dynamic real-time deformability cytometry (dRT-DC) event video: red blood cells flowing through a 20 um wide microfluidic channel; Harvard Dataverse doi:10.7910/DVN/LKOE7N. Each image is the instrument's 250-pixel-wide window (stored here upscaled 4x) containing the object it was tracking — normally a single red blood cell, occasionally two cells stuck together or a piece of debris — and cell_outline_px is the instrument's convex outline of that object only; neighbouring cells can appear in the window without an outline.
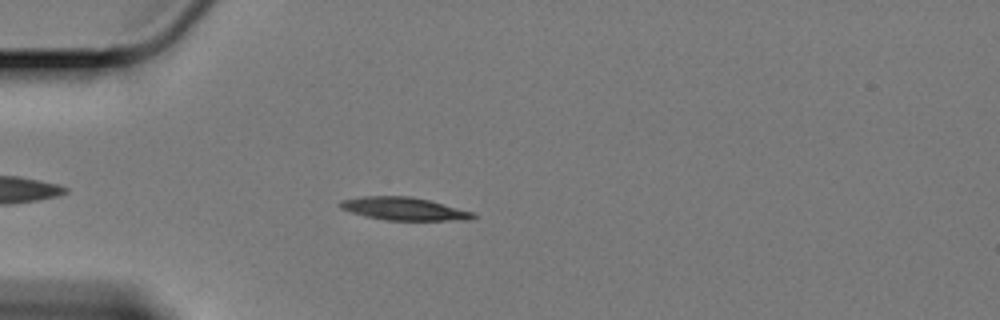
{"species": "Egyptian fruit bat (a non-hibernating species)", "species_latin": "Rousettus aegyptiacus", "temperature_condition": "cold", "stored_images_in_passage": 46, "camera_frame_rate_fps": 3000, "um_per_image_px": 0.085, "animal": {"sex": "female"}, "frame": {"image": 1, "passage_image": 2, "time_ms": 0.333, "image_size_px": [1000, 320], "cell_outline_px": [[476, 216], [472, 220], [388, 220], [364, 216], [340, 208], [340, 200], [364, 196], [412, 196], [476, 212]], "centroid_in_image_um": [34.38, 17.74], "position_along_channel_um": 50.6, "area_um2": 17.74}}
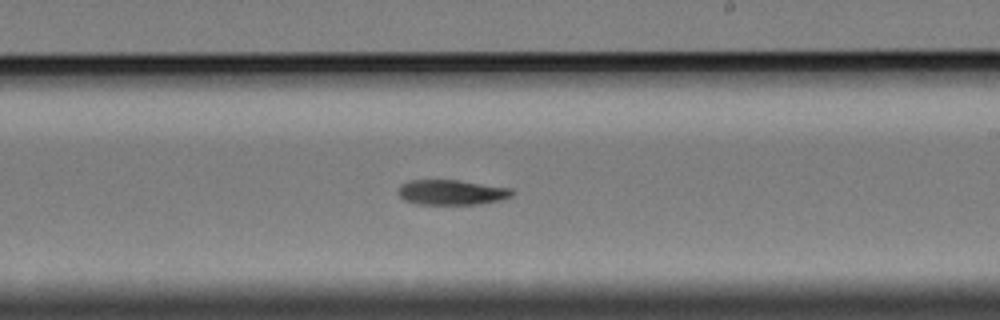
{"frame": {"image": 2, "passage_image": 21, "time_ms": 6.667, "image_size_px": [1000, 320], "cell_outline_px": [[516, 192], [512, 196], [500, 200], [480, 204], [416, 204], [404, 200], [396, 192], [400, 184], [408, 180], [460, 180], [512, 188]], "centroid_in_image_um": [38.39, 16.34], "position_along_channel_um": 250.6, "area_um2": 16.94}}
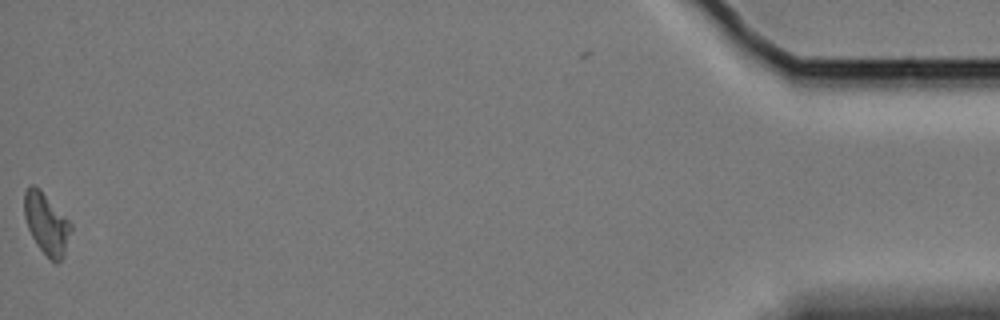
{"frame": {"image": 3, "passage_image": 45, "time_ms": 14.667, "image_size_px": [1000, 320], "cell_outline_px": [[72, 228], [64, 256], [56, 264], [36, 244], [28, 228], [24, 216], [24, 192], [32, 184], [40, 188], [72, 224]], "centroid_in_image_um": [3.95, 19.0], "position_along_channel_um": 431.2, "area_um2": 16.53}, "authors_computed_cell_mechanics": {"area_um2": 17.2533, "velocity_mm_per_s": 3.3752, "shape_relaxation_time_tau1_ms": 4.2486, "shape_relaxation_time_tau2_ms": null, "deformation_change_tau1": 0.1466, "deformation_change_tau2": null}}